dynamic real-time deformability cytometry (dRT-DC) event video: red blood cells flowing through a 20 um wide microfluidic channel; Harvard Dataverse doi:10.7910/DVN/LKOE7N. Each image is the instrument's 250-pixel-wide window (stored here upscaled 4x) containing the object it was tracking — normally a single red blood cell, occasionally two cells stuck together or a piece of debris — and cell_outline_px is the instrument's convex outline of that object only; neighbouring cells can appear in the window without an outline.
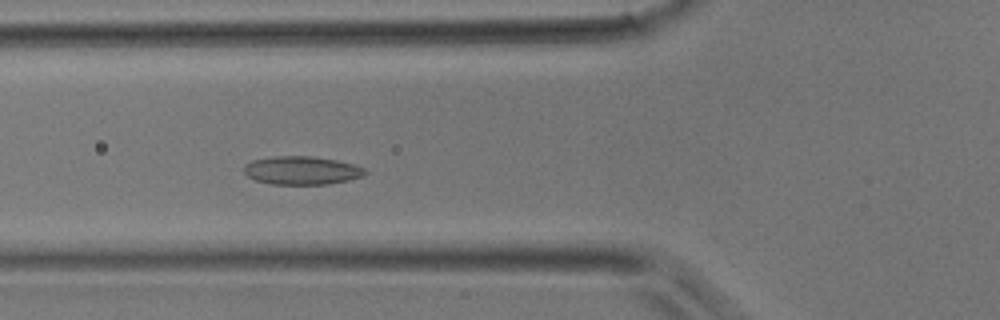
{"species": "common noctule bat (a hibernating species)", "species_latin": "Nyctalus noctula", "temperature_condition": "room temperature", "stored_images_in_passage": 32, "camera_frame_rate_fps": 3000, "um_per_image_px": 0.085, "animal": {"sex": "male", "body_mass_g": 17.9}, "frame": {"image": 1, "passage_image": 7, "time_ms": 2.0, "image_size_px": [1000, 320], "cell_outline_px": [[368, 172], [364, 176], [348, 180], [328, 184], [272, 184], [256, 180], [248, 176], [244, 172], [244, 164], [252, 160], [272, 156], [312, 156], [336, 160], [352, 164], [364, 168]], "centroid_in_image_um": [25.64, 14.48], "position_along_channel_um": 100.2, "area_um2": 20.0}}
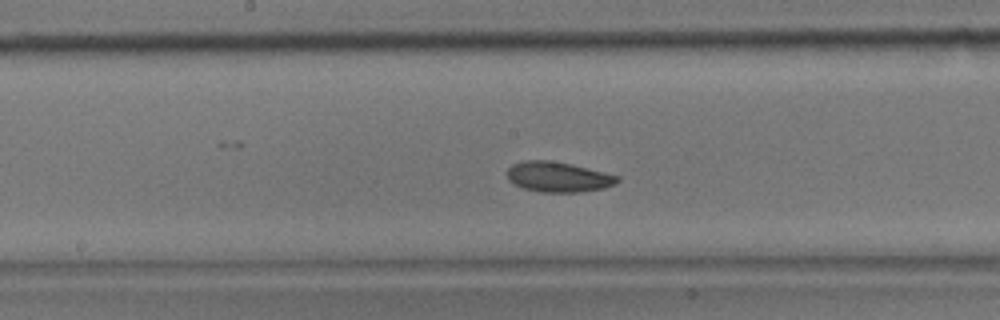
{"frame": {"image": 2, "passage_image": 13, "time_ms": 4.0, "image_size_px": [1000, 320], "cell_outline_px": [[620, 180], [616, 184], [604, 188], [576, 192], [544, 192], [524, 188], [508, 180], [508, 168], [512, 164], [524, 160], [548, 160], [568, 164], [620, 176]], "centroid_in_image_um": [47.45, 15.04], "position_along_channel_um": 200.8, "area_um2": 19.07}}
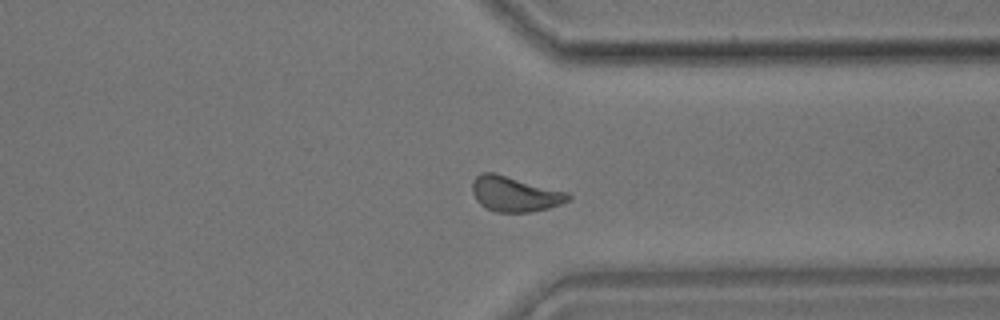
{"frame": {"image": 3, "passage_image": 23, "time_ms": 7.333, "image_size_px": [1000, 320], "cell_outline_px": [[572, 200], [548, 208], [532, 212], [496, 212], [484, 208], [476, 200], [472, 192], [472, 180], [480, 172], [496, 172], [568, 192], [572, 196]], "centroid_in_image_um": [43.75, 16.48], "position_along_channel_um": 367.6, "area_um2": 20.11}}